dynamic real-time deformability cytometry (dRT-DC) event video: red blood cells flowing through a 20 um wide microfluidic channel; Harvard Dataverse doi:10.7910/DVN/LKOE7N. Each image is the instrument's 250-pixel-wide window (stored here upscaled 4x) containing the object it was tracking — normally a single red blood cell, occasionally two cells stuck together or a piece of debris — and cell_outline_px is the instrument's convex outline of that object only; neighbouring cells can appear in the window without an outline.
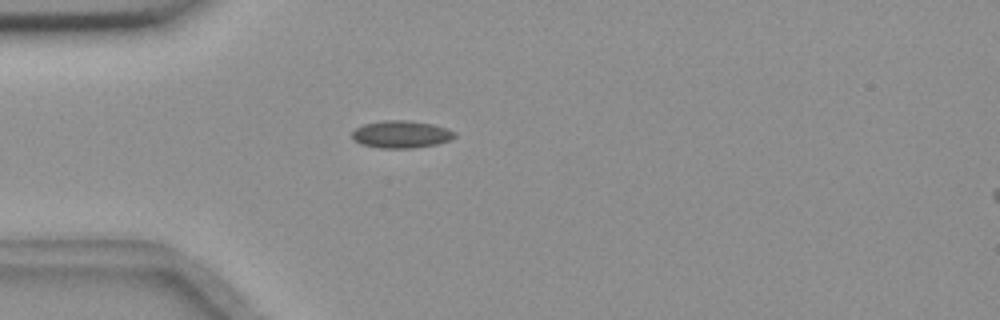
{"species": "common noctule bat (a hibernating species)", "species_latin": "Nyctalus noctula", "temperature_condition": "room temperature", "stored_images_in_passage": 4, "camera_frame_rate_fps": 3000, "um_per_image_px": 0.085, "animal": {"sex": "female", "body_mass_g": 18.4}, "frame": {"image": 1, "passage_image": 2, "time_ms": 0.333, "image_size_px": [1000, 320], "cell_outline_px": [[456, 136], [452, 140], [436, 144], [412, 148], [380, 148], [360, 144], [352, 140], [352, 132], [356, 128], [364, 124], [384, 120], [404, 120], [432, 124], [448, 128], [456, 132]], "centroid_in_image_um": [34.11, 11.42], "position_along_channel_um": 50.9, "area_um2": 16.47}}